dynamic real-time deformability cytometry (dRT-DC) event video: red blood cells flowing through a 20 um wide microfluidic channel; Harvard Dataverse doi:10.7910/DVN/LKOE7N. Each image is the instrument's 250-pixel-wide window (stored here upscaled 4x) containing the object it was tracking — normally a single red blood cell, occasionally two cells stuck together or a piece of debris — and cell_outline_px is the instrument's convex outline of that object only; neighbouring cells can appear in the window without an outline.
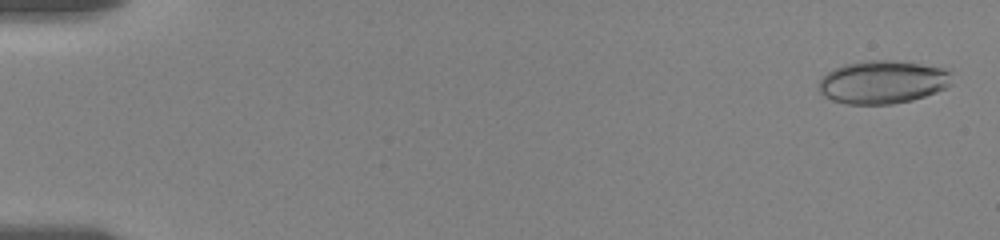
{"species": "human", "species_latin": "Homo sapiens", "temperature_condition": "room temperature", "stored_images_in_passage": 41, "camera_frame_rate_fps": 3000, "um_per_image_px": 0.085, "donor": {"sex": "female"}, "frame": {"image": 1, "passage_image": 2, "time_ms": 0.333, "image_size_px": [1000, 240], "cell_outline_px": [[952, 84], [936, 92], [912, 100], [892, 104], [848, 104], [832, 100], [824, 96], [820, 92], [820, 80], [828, 72], [844, 64], [864, 60], [896, 60], [944, 68], [952, 72]], "centroid_in_image_um": [75.06, 6.97], "position_along_channel_um": 9.9, "area_um2": 33.47}}
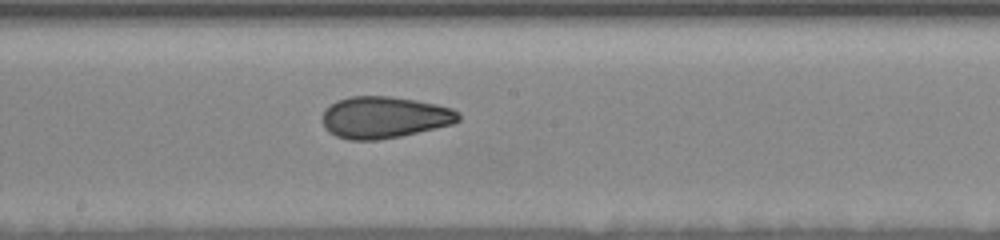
{"frame": {"image": 2, "passage_image": 24, "time_ms": 10.333, "image_size_px": [1000, 240], "cell_outline_px": [[460, 120], [452, 124], [436, 128], [400, 136], [376, 140], [348, 140], [336, 136], [328, 132], [324, 128], [320, 116], [336, 100], [352, 96], [392, 96], [416, 100], [436, 104], [452, 108], [460, 112]], "centroid_in_image_um": [32.65, 9.97], "position_along_channel_um": 215.5, "area_um2": 33.29}}
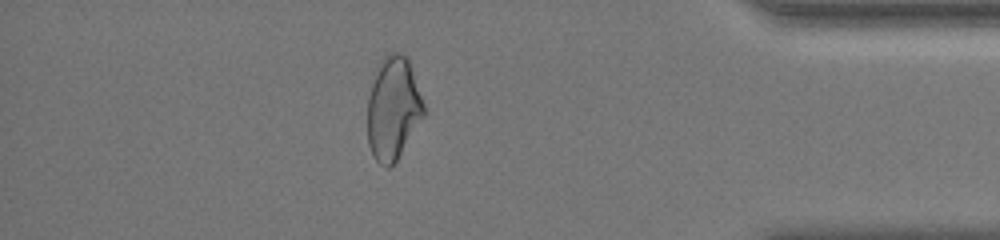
{"frame": {"image": 3, "passage_image": 37, "time_ms": 16.333, "image_size_px": [1000, 240], "cell_outline_px": [[424, 116], [396, 160], [388, 168], [380, 164], [376, 160], [368, 144], [368, 96], [376, 64], [388, 52], [400, 52], [408, 56], [424, 104]], "centroid_in_image_um": [33.4, 9.14], "position_along_channel_um": 401.8, "area_um2": 33.93}, "authors_computed_cell_mechanics": {"area_um2": 33.2928, "velocity_mm_per_s": 3.6006, "shape_relaxation_time_tau1_ms": null, "shape_relaxation_time_tau2_ms": 1.9375, "deformation_change_tau1": null, "deformation_change_tau2": 0.082}}